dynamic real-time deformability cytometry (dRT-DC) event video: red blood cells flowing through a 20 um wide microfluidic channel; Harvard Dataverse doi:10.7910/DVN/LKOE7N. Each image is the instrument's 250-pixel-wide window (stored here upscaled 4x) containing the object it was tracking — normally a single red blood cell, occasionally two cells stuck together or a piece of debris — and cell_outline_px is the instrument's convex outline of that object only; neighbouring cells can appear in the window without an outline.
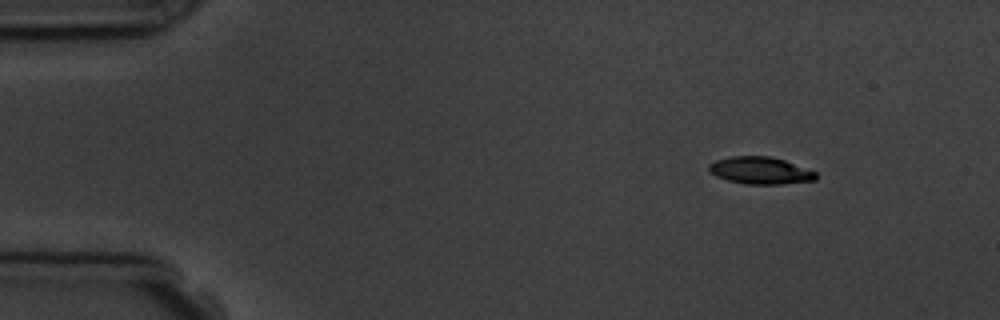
{"species": "common noctule bat (a hibernating species)", "species_latin": "Nyctalus noctula", "temperature_condition": "room temperature", "stored_images_in_passage": 5, "camera_frame_rate_fps": 3000, "um_per_image_px": 0.085, "animal": {"sex": "male", "body_mass_g": 19.5, "forearm_length_mm": 54.6}, "frame": {"image": 1, "passage_image": 1, "time_ms": 0.0, "image_size_px": [1000, 320], "cell_outline_px": [[816, 180], [780, 184], [744, 184], [728, 180], [716, 176], [708, 172], [708, 164], [716, 160], [732, 156], [772, 156], [784, 160], [816, 172]], "centroid_in_image_um": [64.59, 14.49], "position_along_channel_um": 20.4, "area_um2": 16.94}}
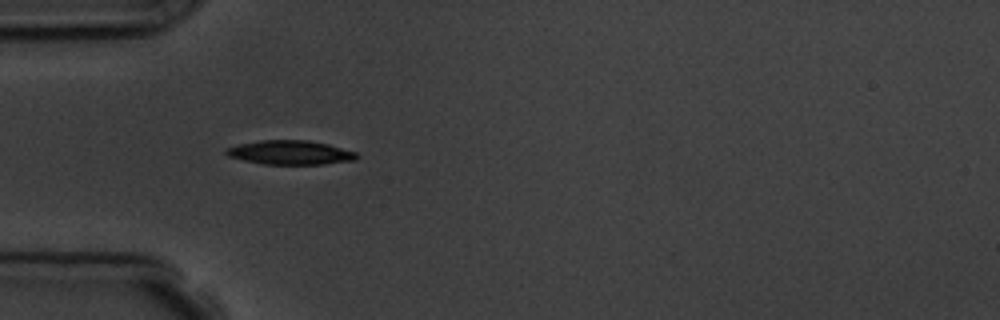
{"frame": {"image": 2, "passage_image": 4, "time_ms": 3.333, "image_size_px": [1000, 320], "cell_outline_px": [[356, 160], [324, 164], [264, 164], [244, 160], [228, 156], [224, 152], [224, 148], [240, 144], [260, 140], [308, 140], [328, 144], [356, 152]], "centroid_in_image_um": [24.64, 12.96], "position_along_channel_um": 60.4, "area_um2": 18.26}}